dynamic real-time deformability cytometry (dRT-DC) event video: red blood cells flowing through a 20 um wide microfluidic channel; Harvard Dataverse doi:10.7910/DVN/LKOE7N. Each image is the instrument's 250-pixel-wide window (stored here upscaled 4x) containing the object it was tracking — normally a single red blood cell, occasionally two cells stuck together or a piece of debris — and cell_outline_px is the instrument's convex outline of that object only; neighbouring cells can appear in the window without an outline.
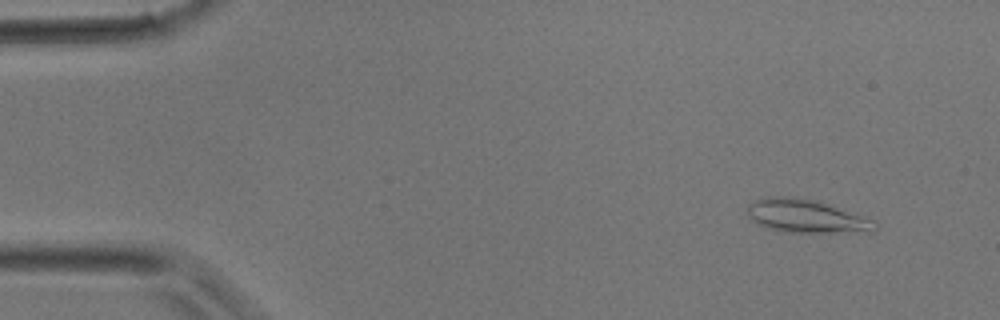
{"species": "common noctule bat (a hibernating species)", "species_latin": "Nyctalus noctula", "temperature_condition": "room temperature", "stored_images_in_passage": 37, "camera_frame_rate_fps": 3000, "um_per_image_px": 0.085, "animal": {"sex": "male", "body_mass_g": 17.9}, "frame": {"image": 1, "passage_image": 3, "time_ms": 0.667, "image_size_px": [1000, 320], "cell_outline_px": [[880, 228], [872, 232], [788, 232], [772, 228], [760, 224], [752, 220], [748, 216], [748, 204], [756, 200], [768, 196], [792, 196], [820, 200], [872, 220]], "centroid_in_image_um": [68.56, 18.35], "position_along_channel_um": 16.4, "area_um2": 24.68}}
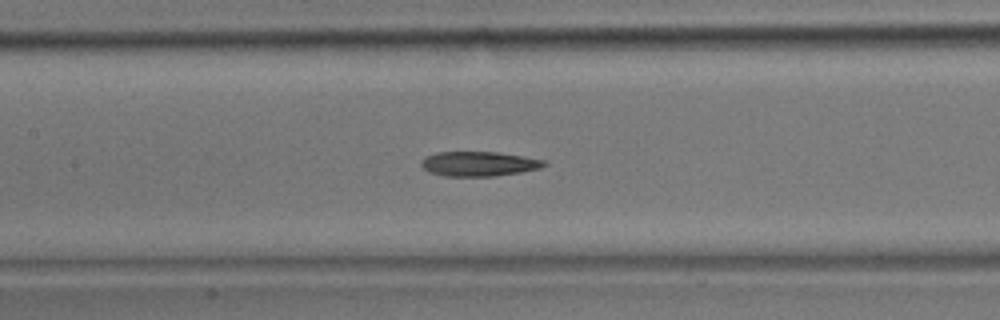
{"frame": {"image": 2, "passage_image": 17, "time_ms": 5.333, "image_size_px": [1000, 320], "cell_outline_px": [[548, 164], [540, 168], [520, 172], [496, 176], [444, 176], [428, 172], [420, 164], [420, 160], [424, 156], [436, 152], [496, 152], [548, 160]], "centroid_in_image_um": [40.69, 13.92], "position_along_channel_um": 166.7, "area_um2": 17.86}}
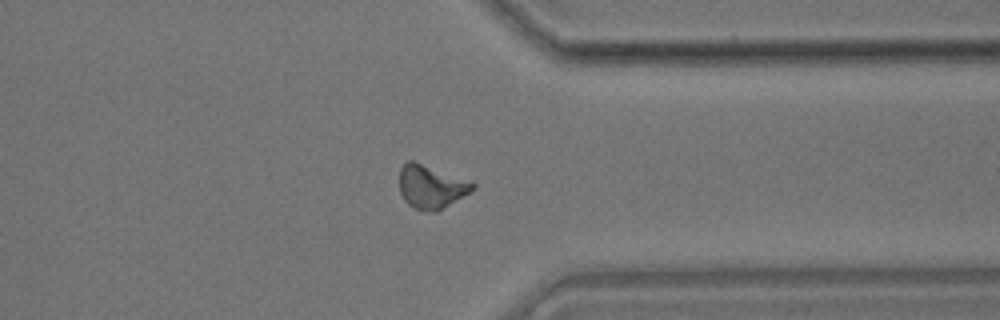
{"frame": {"image": 3, "passage_image": 29, "time_ms": 9.333, "image_size_px": [1000, 320], "cell_outline_px": [[476, 188], [436, 212], [428, 212], [416, 208], [408, 204], [404, 200], [400, 192], [400, 168], [408, 160], [412, 160], [472, 180], [476, 184]], "centroid_in_image_um": [36.67, 15.85], "position_along_channel_um": 374.7, "area_um2": 18.61}}